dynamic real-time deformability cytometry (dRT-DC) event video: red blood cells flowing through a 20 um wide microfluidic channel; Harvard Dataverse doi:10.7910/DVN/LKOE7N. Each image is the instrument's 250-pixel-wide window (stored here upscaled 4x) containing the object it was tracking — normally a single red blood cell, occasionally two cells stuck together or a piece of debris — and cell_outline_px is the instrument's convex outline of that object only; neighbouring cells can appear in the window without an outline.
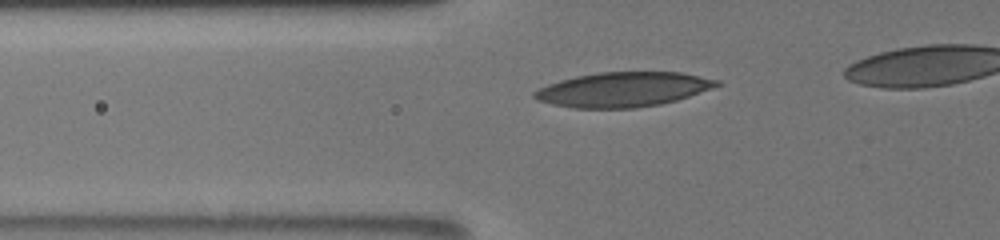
{"species": "human", "species_latin": "Homo sapiens", "temperature_condition": "room temperature", "stored_images_in_passage": 22, "camera_frame_rate_fps": 3000, "um_per_image_px": 0.085, "donor": {"sex": "male"}, "frame": {"image": 1, "passage_image": 10, "time_ms": 4.333, "image_size_px": [1000, 240], "cell_outline_px": [[724, 84], [676, 100], [660, 104], [636, 108], [572, 108], [552, 104], [536, 100], [532, 96], [532, 92], [548, 84], [560, 80], [576, 76], [600, 72], [680, 72], [720, 80]], "centroid_in_image_um": [52.95, 7.6], "position_along_channel_um": 72.8, "area_um2": 36.88}}
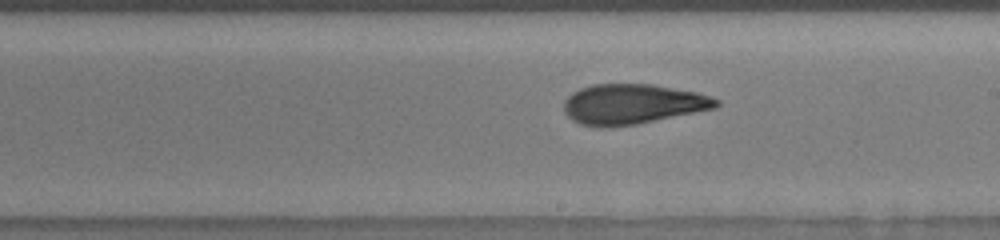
{"frame": {"image": 2, "passage_image": 19, "time_ms": 8.667, "image_size_px": [1000, 240], "cell_outline_px": [[720, 104], [716, 108], [636, 124], [600, 128], [580, 124], [572, 120], [564, 112], [564, 100], [572, 92], [580, 88], [592, 84], [652, 84], [696, 92], [712, 96], [720, 100]], "centroid_in_image_um": [53.75, 8.85], "position_along_channel_um": 235.2, "area_um2": 35.72}}
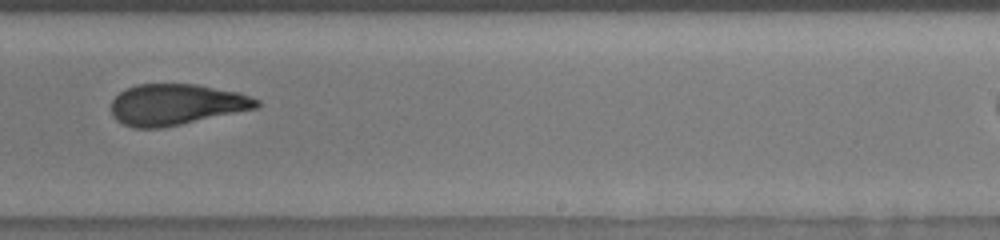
{"frame": {"image": 3, "passage_image": 21, "time_ms": 9.667, "image_size_px": [1000, 240], "cell_outline_px": [[260, 104], [256, 108], [164, 128], [132, 128], [116, 120], [112, 116], [112, 100], [120, 92], [136, 84], [196, 84], [240, 92], [252, 96], [260, 100]], "centroid_in_image_um": [14.99, 8.88], "position_along_channel_um": 274.0, "area_um2": 34.91}}